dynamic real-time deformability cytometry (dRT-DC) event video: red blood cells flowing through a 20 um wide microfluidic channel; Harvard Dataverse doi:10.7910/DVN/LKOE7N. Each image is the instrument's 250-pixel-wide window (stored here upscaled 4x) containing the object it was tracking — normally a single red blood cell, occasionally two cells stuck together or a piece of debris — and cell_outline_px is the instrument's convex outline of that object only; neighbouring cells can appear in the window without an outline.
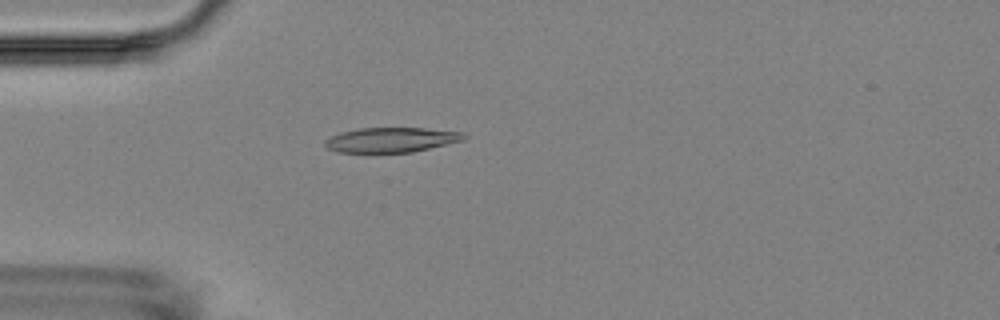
{"species": "Egyptian fruit bat (a non-hibernating species)", "species_latin": "Rousettus aegyptiacus", "temperature_condition": "room temperature", "stored_images_in_passage": 1, "camera_frame_rate_fps": 3000, "um_per_image_px": 0.085, "animal": {"sex": "female"}, "frame": {"image": 1, "passage_image": 1, "time_ms": 0.0, "image_size_px": [1000, 320], "cell_outline_px": [[468, 136], [464, 140], [412, 152], [340, 152], [328, 148], [324, 144], [324, 140], [340, 132], [360, 128], [424, 128], [460, 132]], "centroid_in_image_um": [33.25, 11.88], "position_along_channel_um": 51.7, "area_um2": 19.88}}